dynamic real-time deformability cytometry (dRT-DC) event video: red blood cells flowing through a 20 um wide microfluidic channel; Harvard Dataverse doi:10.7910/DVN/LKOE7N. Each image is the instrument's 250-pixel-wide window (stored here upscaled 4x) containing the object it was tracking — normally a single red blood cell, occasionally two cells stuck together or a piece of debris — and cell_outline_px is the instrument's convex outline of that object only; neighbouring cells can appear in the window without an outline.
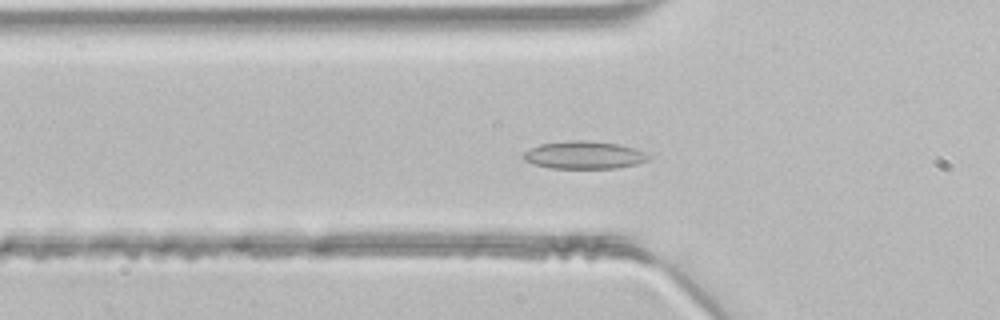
{"species": "common noctule bat (a hibernating species)", "species_latin": "Nyctalus noctula", "temperature_condition": "room temperature", "stored_images_in_passage": 48, "camera_frame_rate_fps": 3000, "um_per_image_px": 0.085, "animal": {"sex": "male", "body_mass_g": 21.5, "forearm_length_mm": 52.0}, "frame": {"image": 1, "passage_image": 16, "time_ms": 5.0, "image_size_px": [1000, 320], "cell_outline_px": [[652, 156], [648, 160], [636, 164], [616, 168], [552, 168], [536, 164], [524, 160], [524, 152], [540, 144], [568, 140], [588, 140], [616, 144], [648, 152]], "centroid_in_image_um": [49.69, 13.17], "position_along_channel_um": 76.1, "area_um2": 20.06}}
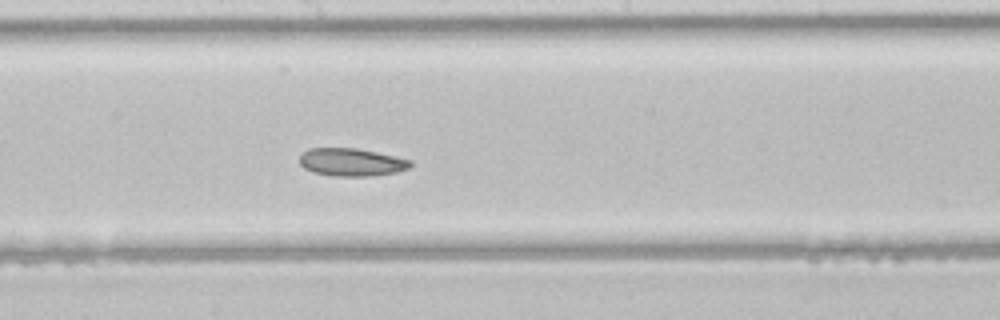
{"frame": {"image": 2, "passage_image": 26, "time_ms": 8.333, "image_size_px": [1000, 320], "cell_outline_px": [[412, 164], [408, 168], [396, 172], [368, 176], [332, 176], [312, 172], [304, 168], [300, 164], [300, 156], [308, 148], [356, 148], [376, 152], [412, 160]], "centroid_in_image_um": [29.85, 13.78], "position_along_channel_um": 218.3, "area_um2": 17.92}}
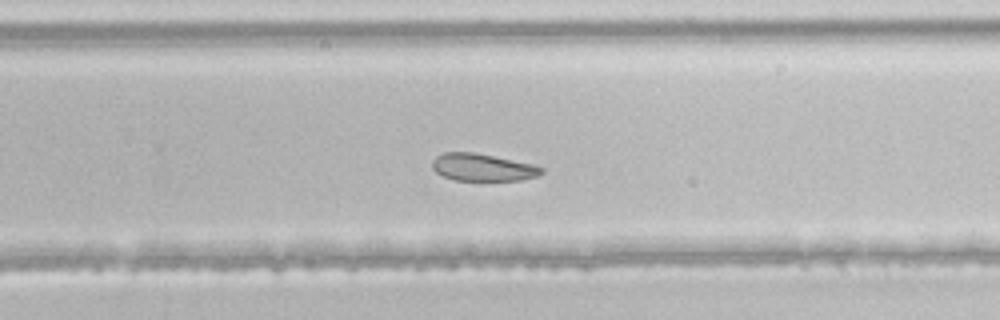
{"frame": {"image": 3, "passage_image": 31, "time_ms": 10.0, "image_size_px": [1000, 320], "cell_outline_px": [[544, 172], [536, 176], [520, 180], [456, 180], [444, 176], [436, 172], [432, 168], [432, 160], [436, 156], [444, 152], [472, 152], [532, 164], [544, 168]], "centroid_in_image_um": [41.0, 14.22], "position_along_channel_um": 288.8, "area_um2": 17.17}}